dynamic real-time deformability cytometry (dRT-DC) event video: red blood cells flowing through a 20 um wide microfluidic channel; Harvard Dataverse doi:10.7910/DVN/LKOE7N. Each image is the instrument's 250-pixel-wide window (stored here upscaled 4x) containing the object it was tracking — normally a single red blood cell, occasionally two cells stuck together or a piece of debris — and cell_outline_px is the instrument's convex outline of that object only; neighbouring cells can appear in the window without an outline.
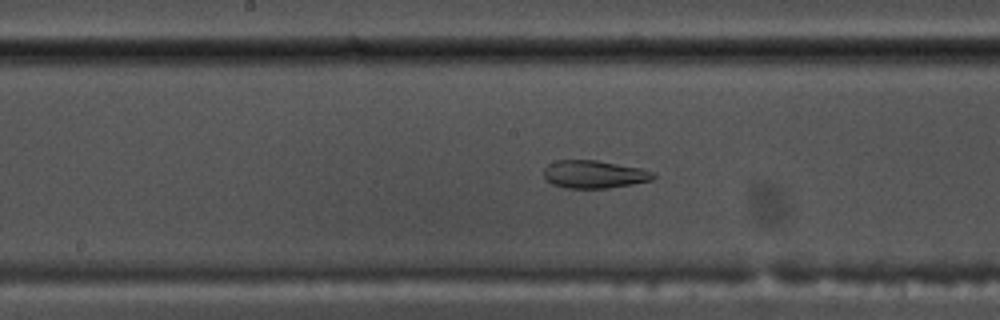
{"species": "common noctule bat (a hibernating species)", "species_latin": "Nyctalus noctula", "temperature_condition": "warm", "stored_images_in_passage": 15, "camera_frame_rate_fps": 3000, "um_per_image_px": 0.085, "animal": {"sex": "male", "body_mass_g": 17.5, "forearm_length_mm": 52.3}, "frame": {"image": 1, "passage_image": 13, "time_ms": 4.0, "image_size_px": [1000, 320], "cell_outline_px": [[656, 176], [652, 180], [632, 184], [608, 188], [564, 188], [552, 184], [544, 180], [544, 168], [548, 164], [556, 160], [596, 160], [640, 168], [656, 172]], "centroid_in_image_um": [50.48, 14.82], "position_along_channel_um": 197.7, "area_um2": 17.92}}